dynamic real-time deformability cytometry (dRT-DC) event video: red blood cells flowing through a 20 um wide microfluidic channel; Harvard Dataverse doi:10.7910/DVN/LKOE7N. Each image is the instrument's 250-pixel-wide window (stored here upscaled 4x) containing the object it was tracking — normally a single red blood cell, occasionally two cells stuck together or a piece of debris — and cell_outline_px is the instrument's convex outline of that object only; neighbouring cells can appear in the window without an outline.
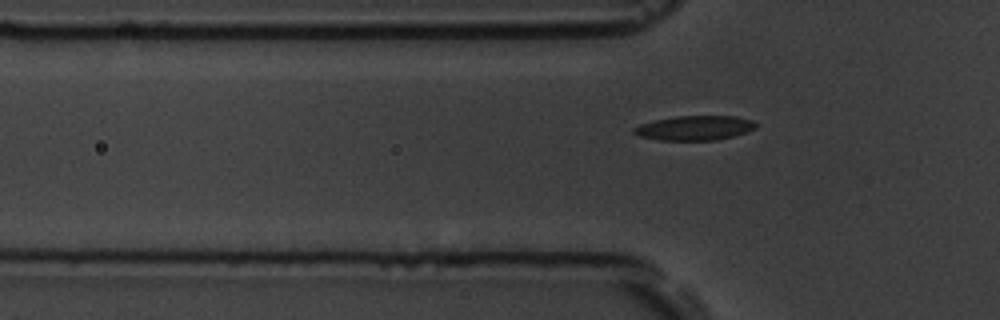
{"species": "common noctule bat (a hibernating species)", "species_latin": "Nyctalus noctula", "temperature_condition": "room temperature", "stored_images_in_passage": 7, "segment_of_instrument_passage": [2, 2], "camera_frame_rate_fps": 3000, "um_per_image_px": 0.085, "animal": {"sex": "male", "body_mass_g": 19.5, "forearm_length_mm": 54.6}, "frame": {"image": 1, "passage_image": 7, "time_ms": 2.0, "image_size_px": [1000, 320], "cell_outline_px": [[756, 128], [732, 136], [716, 140], [660, 140], [640, 136], [632, 132], [632, 128], [640, 124], [656, 120], [676, 116], [736, 116], [752, 120], [756, 124]], "centroid_in_image_um": [59.02, 10.87], "position_along_channel_um": 66.8, "area_um2": 17.28}}